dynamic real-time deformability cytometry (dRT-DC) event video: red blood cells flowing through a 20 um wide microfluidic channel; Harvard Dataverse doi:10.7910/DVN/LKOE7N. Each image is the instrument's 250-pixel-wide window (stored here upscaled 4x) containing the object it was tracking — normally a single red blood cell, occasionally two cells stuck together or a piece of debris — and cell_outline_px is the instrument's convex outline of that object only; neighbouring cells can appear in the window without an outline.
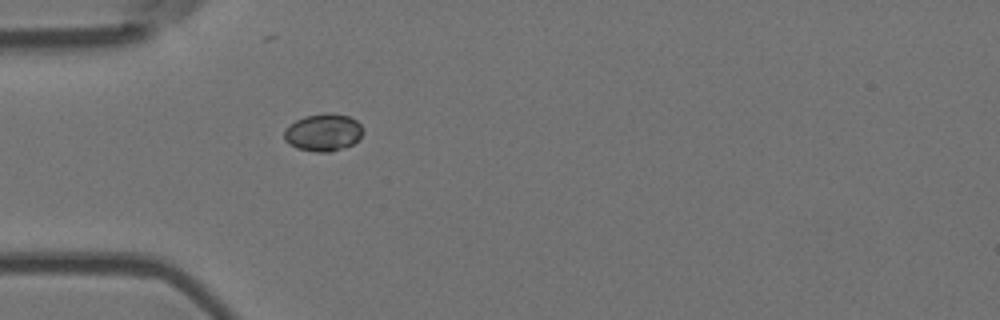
{"species": "Egyptian fruit bat (a non-hibernating species)", "species_latin": "Rousettus aegyptiacus", "temperature_condition": "room temperature", "stored_images_in_passage": 1, "camera_frame_rate_fps": 3000, "um_per_image_px": 0.085, "animal": {"sex": "female"}, "frame": {"image": 1, "passage_image": 1, "time_ms": 0.0, "image_size_px": [1000, 320], "cell_outline_px": [[364, 132], [352, 144], [328, 152], [316, 152], [296, 148], [284, 140], [284, 132], [288, 124], [304, 116], [328, 112], [348, 116], [356, 120], [364, 128]], "centroid_in_image_um": [27.46, 11.24], "position_along_channel_um": 57.5, "area_um2": 17.17}}